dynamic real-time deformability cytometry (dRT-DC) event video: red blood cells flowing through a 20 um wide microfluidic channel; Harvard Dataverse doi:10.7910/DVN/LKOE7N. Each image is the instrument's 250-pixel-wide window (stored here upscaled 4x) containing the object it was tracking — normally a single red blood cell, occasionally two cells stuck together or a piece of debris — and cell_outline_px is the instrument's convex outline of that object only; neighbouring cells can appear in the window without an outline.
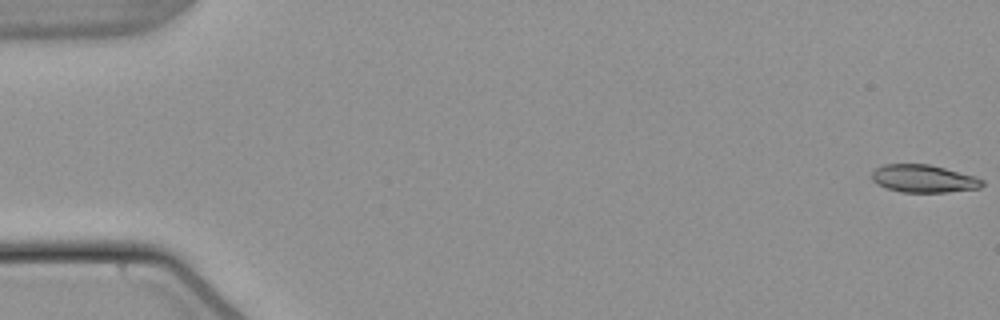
{"species": "common noctule bat (a hibernating species)", "species_latin": "Nyctalus noctula", "temperature_condition": "warm", "stored_images_in_passage": 54, "camera_frame_rate_fps": 3000, "um_per_image_px": 0.085, "animal": {"sex": "male", "body_mass_g": 21.5, "forearm_length_mm": 52.0}, "frame": {"image": 1, "passage_image": 1, "time_ms": 0.0, "image_size_px": [1000, 320], "cell_outline_px": [[984, 184], [980, 188], [948, 192], [900, 192], [876, 184], [872, 180], [872, 172], [876, 168], [884, 164], [928, 164], [976, 176], [984, 180]], "centroid_in_image_um": [78.52, 15.19], "position_along_channel_um": 6.5, "area_um2": 17.86}}
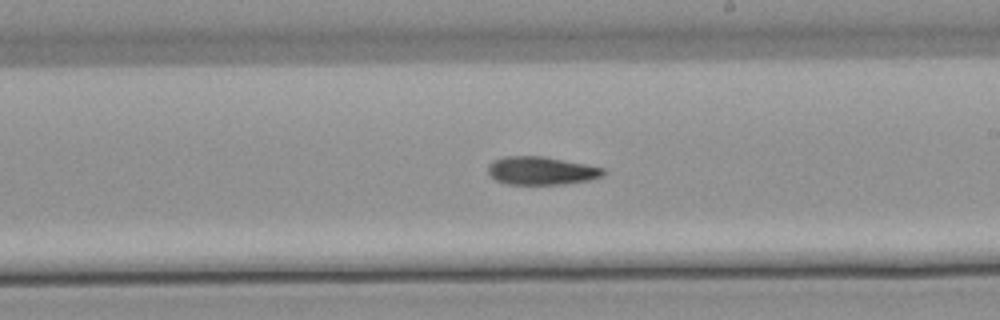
{"frame": {"image": 2, "passage_image": 32, "time_ms": 10.333, "image_size_px": [1000, 320], "cell_outline_px": [[604, 172], [600, 176], [588, 180], [564, 184], [508, 184], [496, 180], [488, 176], [488, 164], [492, 160], [504, 156], [544, 156], [604, 168]], "centroid_in_image_um": [45.93, 14.5], "position_along_channel_um": 243.1, "area_um2": 18.84}}
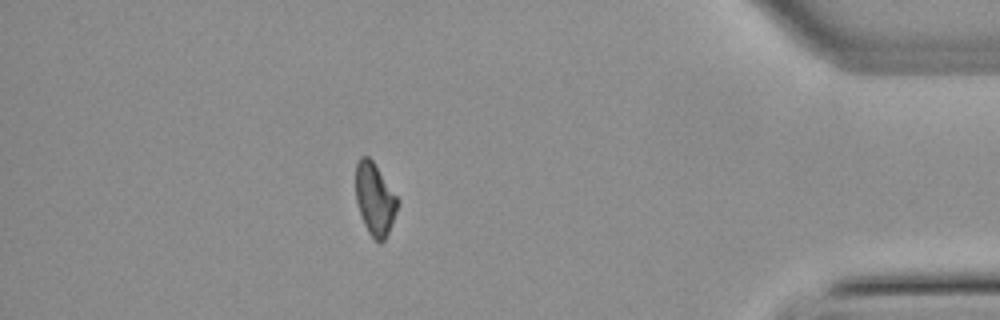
{"frame": {"image": 3, "passage_image": 48, "time_ms": 15.667, "image_size_px": [1000, 320], "cell_outline_px": [[400, 200], [396, 212], [388, 232], [384, 240], [380, 244], [368, 232], [364, 224], [356, 200], [356, 164], [360, 156], [368, 156], [372, 160]], "centroid_in_image_um": [31.86, 16.91], "position_along_channel_um": 403.3, "area_um2": 17.46}, "authors_computed_cell_mechanics": {"area_um2": 18.6405, "velocity_mm_per_s": 3.831, "shape_relaxation_time_tau1_ms": 7.6732, "shape_relaxation_time_tau2_ms": null, "deformation_change_tau1": 0.1836, "deformation_change_tau2": null}}